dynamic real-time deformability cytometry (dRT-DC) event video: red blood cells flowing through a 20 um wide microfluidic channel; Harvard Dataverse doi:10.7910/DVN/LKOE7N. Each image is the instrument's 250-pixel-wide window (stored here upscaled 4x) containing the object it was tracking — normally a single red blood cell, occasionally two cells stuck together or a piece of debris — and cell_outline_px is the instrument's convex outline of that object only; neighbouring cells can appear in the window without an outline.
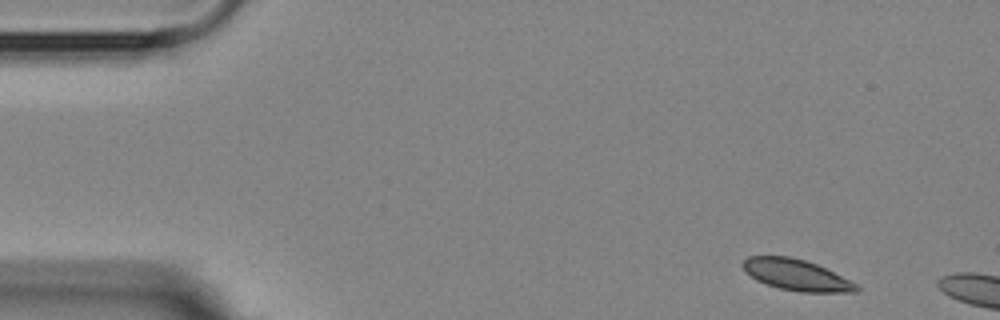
{"species": "Egyptian fruit bat (a non-hibernating species)", "species_latin": "Rousettus aegyptiacus", "temperature_condition": "room temperature", "stored_images_in_passage": 3, "camera_frame_rate_fps": 3000, "um_per_image_px": 0.085, "animal": {"sex": "female"}, "frame": {"image": 1, "passage_image": 1, "time_ms": 0.0, "image_size_px": [1000, 320], "cell_outline_px": [[860, 288], [856, 292], [800, 292], [780, 288], [756, 280], [744, 272], [740, 264], [748, 256], [788, 256], [804, 260], [816, 264], [860, 284]], "centroid_in_image_um": [67.69, 23.37], "position_along_channel_um": 17.3, "area_um2": 20.69}}